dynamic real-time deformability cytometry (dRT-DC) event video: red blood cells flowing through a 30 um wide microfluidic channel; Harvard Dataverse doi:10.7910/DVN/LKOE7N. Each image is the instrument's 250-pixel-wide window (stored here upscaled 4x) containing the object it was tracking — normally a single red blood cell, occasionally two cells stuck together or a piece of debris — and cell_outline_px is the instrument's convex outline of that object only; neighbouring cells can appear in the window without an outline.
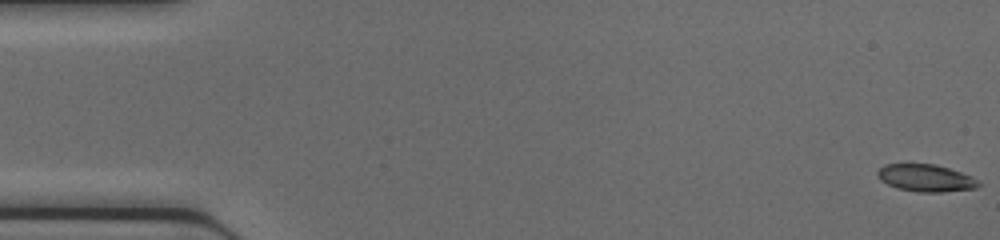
{"species": "common noctule bat (a hibernating species)", "species_latin": "Nyctalus noctula", "temperature_condition": "cold", "stored_images_in_passage": 46, "camera_frame_rate_fps": 3000, "um_per_image_px": 0.085, "animal": {"sex": "female", "body_mass_g": 17.0, "forearm_length_mm": 48.0}, "frame": {"image": 1, "passage_image": 1, "time_ms": 0.0, "image_size_px": [1000, 240], "cell_outline_px": [[980, 184], [976, 188], [940, 192], [916, 192], [896, 188], [880, 180], [876, 176], [876, 172], [884, 164], [936, 164], [972, 176]], "centroid_in_image_um": [78.64, 15.13], "position_along_channel_um": 6.4, "area_um2": 16.01}}
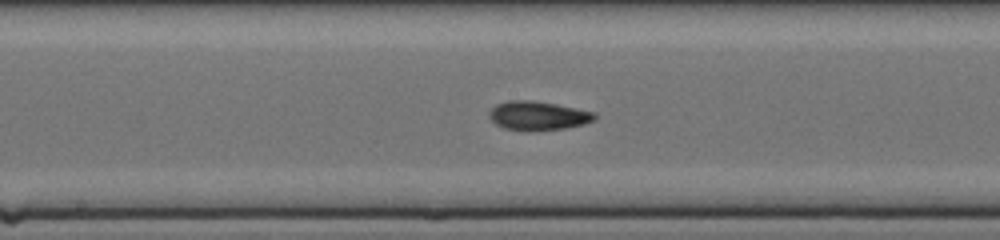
{"frame": {"image": 2, "passage_image": 24, "time_ms": 7.667, "image_size_px": [1000, 240], "cell_outline_px": [[596, 120], [584, 124], [564, 128], [504, 128], [496, 124], [488, 116], [488, 112], [496, 104], [508, 100], [532, 100], [556, 104], [596, 112]], "centroid_in_image_um": [45.75, 9.78], "position_along_channel_um": 202.5, "area_um2": 17.17}}
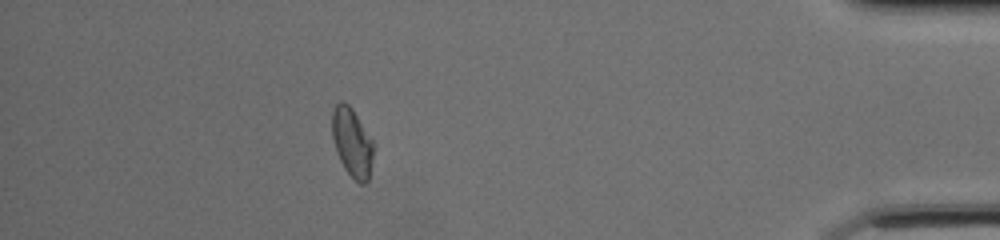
{"frame": {"image": 3, "passage_image": 41, "time_ms": 13.333, "image_size_px": [1000, 240], "cell_outline_px": [[376, 144], [368, 180], [364, 184], [360, 184], [344, 168], [336, 152], [332, 136], [332, 108], [340, 100], [348, 104], [352, 108]], "centroid_in_image_um": [29.94, 12.09], "position_along_channel_um": 405.3, "area_um2": 16.88}}